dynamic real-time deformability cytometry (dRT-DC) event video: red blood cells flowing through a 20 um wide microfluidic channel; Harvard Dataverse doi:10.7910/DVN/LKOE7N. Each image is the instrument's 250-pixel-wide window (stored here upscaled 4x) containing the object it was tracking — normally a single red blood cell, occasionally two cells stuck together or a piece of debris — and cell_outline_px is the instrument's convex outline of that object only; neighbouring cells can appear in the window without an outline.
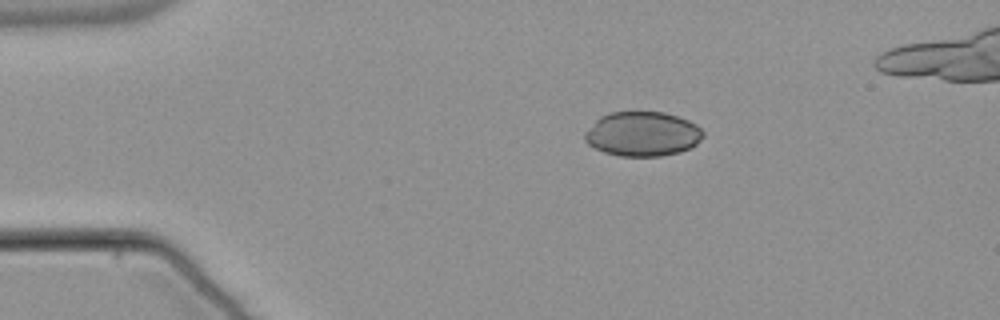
{"species": "common noctule bat (a hibernating species)", "species_latin": "Nyctalus noctula", "temperature_condition": "warm", "stored_images_in_passage": 42, "camera_frame_rate_fps": 3000, "um_per_image_px": 0.085, "animal": {"sex": "male", "body_mass_g": 21.5, "forearm_length_mm": 52.0}, "frame": {"image": 1, "passage_image": 1, "time_ms": 0.0, "image_size_px": [1000, 320], "cell_outline_px": [[704, 136], [692, 148], [680, 152], [660, 156], [620, 156], [604, 152], [588, 144], [584, 140], [584, 132], [600, 116], [608, 112], [664, 112], [688, 120], [696, 124], [704, 132]], "centroid_in_image_um": [54.61, 11.39], "position_along_channel_um": 30.4, "area_um2": 30.87}}
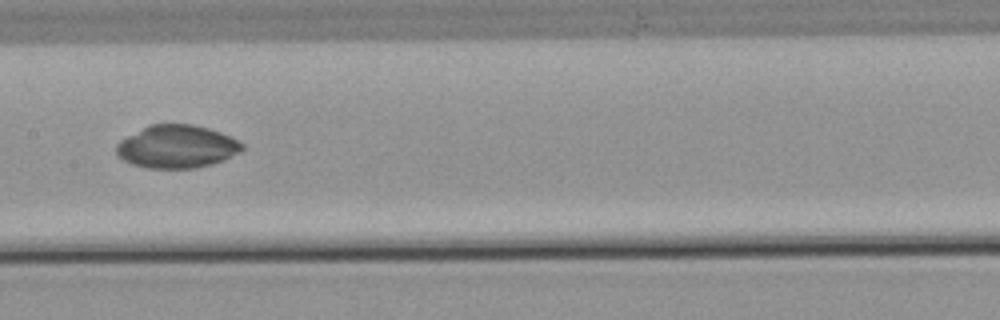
{"frame": {"image": 2, "passage_image": 18, "time_ms": 5.667, "image_size_px": [1000, 320], "cell_outline_px": [[244, 148], [240, 152], [224, 160], [212, 164], [196, 168], [148, 168], [132, 164], [124, 160], [116, 152], [116, 144], [120, 140], [148, 124], [192, 124], [208, 128], [220, 132], [244, 144]], "centroid_in_image_um": [15.03, 12.46], "position_along_channel_um": 192.4, "area_um2": 31.44}}
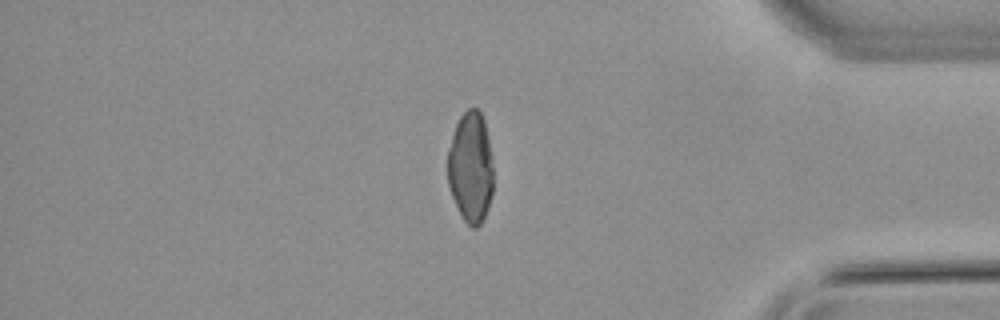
{"frame": {"image": 3, "passage_image": 36, "time_ms": 11.667, "image_size_px": [1000, 320], "cell_outline_px": [[492, 196], [488, 208], [480, 224], [476, 228], [472, 228], [464, 220], [452, 196], [448, 184], [448, 148], [456, 124], [460, 116], [468, 108], [476, 108], [480, 112], [484, 120], [488, 140], [492, 164]], "centroid_in_image_um": [40.0, 14.23], "position_along_channel_um": 395.2, "area_um2": 29.19}}